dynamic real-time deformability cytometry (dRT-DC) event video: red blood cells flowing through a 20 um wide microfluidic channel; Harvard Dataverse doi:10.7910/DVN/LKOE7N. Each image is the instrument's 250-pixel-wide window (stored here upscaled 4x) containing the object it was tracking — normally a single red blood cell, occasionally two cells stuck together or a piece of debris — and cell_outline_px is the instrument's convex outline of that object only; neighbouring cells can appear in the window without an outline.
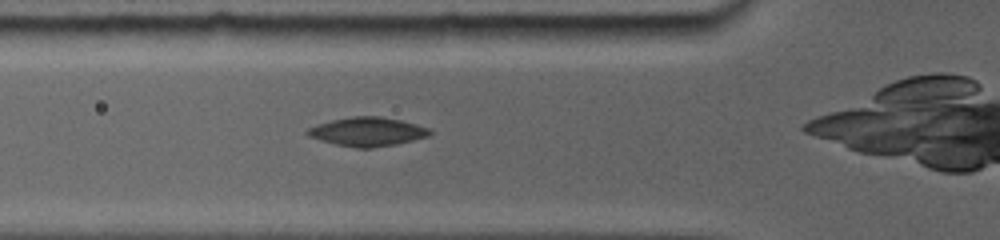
{"species": "common noctule bat (a hibernating species)", "species_latin": "Nyctalus noctula", "temperature_condition": "room temperature", "stored_images_in_passage": 17, "camera_frame_rate_fps": 5000, "um_per_image_px": 0.085, "animal": {"sex": "female", "body_mass_g": 19.0, "forearm_length_mm": 56.7}, "frame": {"image": 1, "passage_image": 2, "time_ms": 0.8, "image_size_px": [1000, 240], "cell_outline_px": [[432, 132], [428, 136], [412, 140], [392, 144], [368, 148], [360, 148], [336, 144], [308, 136], [308, 128], [332, 120], [352, 116], [380, 116], [400, 120], [428, 128]], "centroid_in_image_um": [31.23, 11.18], "position_along_channel_um": 94.6, "area_um2": 19.94}}
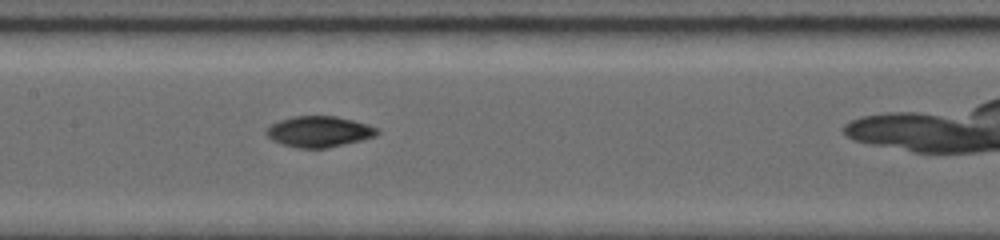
{"frame": {"image": 2, "passage_image": 5, "time_ms": 3.0, "image_size_px": [1000, 240], "cell_outline_px": [[376, 132], [372, 136], [360, 140], [324, 148], [300, 148], [284, 144], [268, 136], [268, 128], [272, 124], [280, 120], [296, 116], [336, 116], [352, 120], [376, 128]], "centroid_in_image_um": [27.09, 11.17], "position_along_channel_um": 180.3, "area_um2": 19.02}}
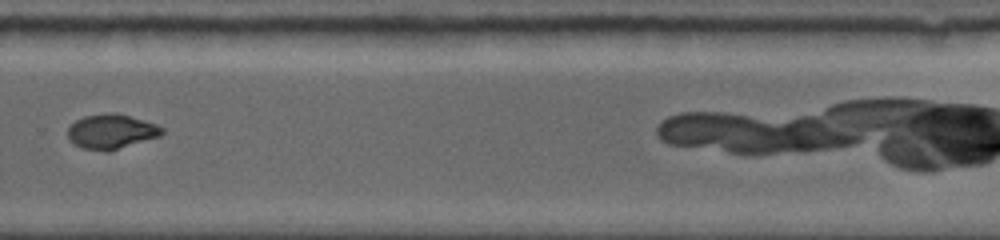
{"frame": {"image": 3, "passage_image": 10, "time_ms": 6.6, "image_size_px": [1000, 240], "cell_outline_px": [[164, 132], [160, 136], [108, 152], [104, 152], [84, 148], [68, 140], [68, 128], [76, 120], [84, 116], [116, 112], [144, 120], [156, 124], [164, 128]], "centroid_in_image_um": [9.48, 11.18], "position_along_channel_um": 320.3, "area_um2": 19.02}, "authors_computed_cell_mechanics": {"area_um2": 19.2474, "velocity_mm_per_s": 3.893, "shape_relaxation_time_tau1_ms": null, "shape_relaxation_time_tau2_ms": 2.9225, "deformation_change_tau1": null, "deformation_change_tau2": 0.0457}}